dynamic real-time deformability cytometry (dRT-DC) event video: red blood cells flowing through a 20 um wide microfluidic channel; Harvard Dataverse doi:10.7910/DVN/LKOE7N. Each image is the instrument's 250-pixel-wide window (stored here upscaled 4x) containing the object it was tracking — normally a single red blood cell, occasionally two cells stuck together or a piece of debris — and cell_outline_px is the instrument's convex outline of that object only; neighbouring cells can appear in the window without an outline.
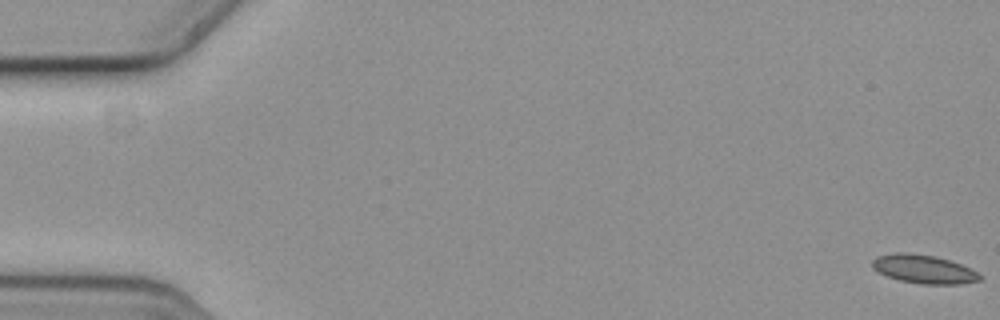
{"species": "common noctule bat (a hibernating species)", "species_latin": "Nyctalus noctula", "temperature_condition": "cold", "stored_images_in_passage": 60, "camera_frame_rate_fps": 3000, "um_per_image_px": 0.085, "animal": {"sex": "female", "body_mass_g": 19.3, "forearm_length_mm": 54.1}, "frame": {"image": 1, "passage_image": 1, "time_ms": 0.0, "image_size_px": [1000, 320], "cell_outline_px": [[984, 276], [980, 280], [960, 284], [920, 284], [900, 280], [888, 276], [872, 268], [872, 260], [876, 256], [896, 252], [908, 252], [936, 256], [972, 268]], "centroid_in_image_um": [78.54, 22.87], "position_along_channel_um": 6.5, "area_um2": 18.03}}
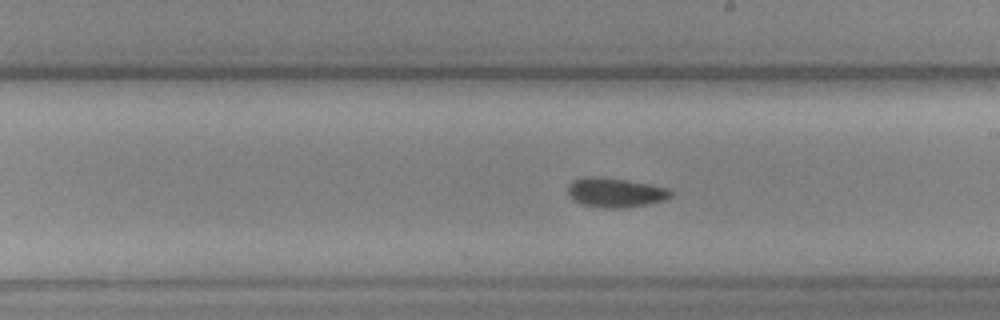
{"frame": {"image": 2, "passage_image": 34, "time_ms": 11.0, "image_size_px": [1000, 320], "cell_outline_px": [[672, 196], [664, 200], [648, 204], [624, 208], [604, 208], [580, 204], [572, 200], [568, 192], [568, 184], [572, 180], [584, 176], [604, 176], [648, 184], [668, 188], [672, 192]], "centroid_in_image_um": [52.26, 16.36], "position_along_channel_um": 236.7, "area_um2": 17.92}}
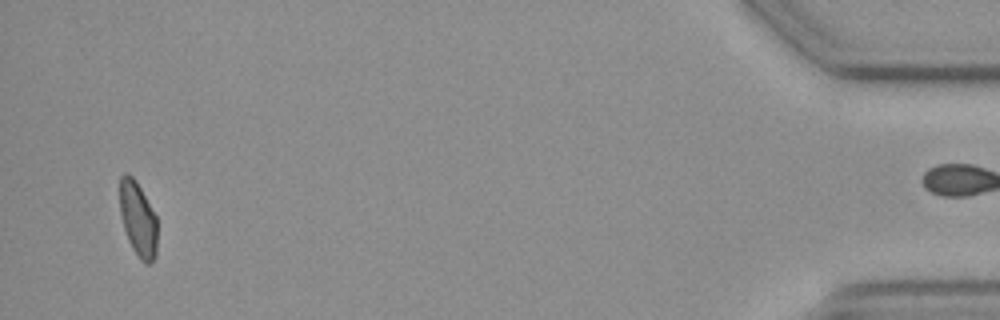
{"frame": {"image": 3, "passage_image": 57, "time_ms": 18.667, "image_size_px": [1000, 320], "cell_outline_px": [[156, 256], [152, 264], [144, 264], [140, 260], [132, 248], [128, 240], [124, 228], [120, 212], [120, 176], [124, 172], [128, 172], [136, 180], [156, 216]], "centroid_in_image_um": [11.72, 18.63], "position_along_channel_um": 423.5, "area_um2": 16.42}, "authors_computed_cell_mechanics": {"area_um2": 17.8024, "velocity_mm_per_s": 3.5937, "shape_relaxation_time_tau1_ms": 7.3287, "shape_relaxation_time_tau2_ms": 7.2687, "deformation_change_tau1": 0.0908, "deformation_change_tau2": 0.1046}}